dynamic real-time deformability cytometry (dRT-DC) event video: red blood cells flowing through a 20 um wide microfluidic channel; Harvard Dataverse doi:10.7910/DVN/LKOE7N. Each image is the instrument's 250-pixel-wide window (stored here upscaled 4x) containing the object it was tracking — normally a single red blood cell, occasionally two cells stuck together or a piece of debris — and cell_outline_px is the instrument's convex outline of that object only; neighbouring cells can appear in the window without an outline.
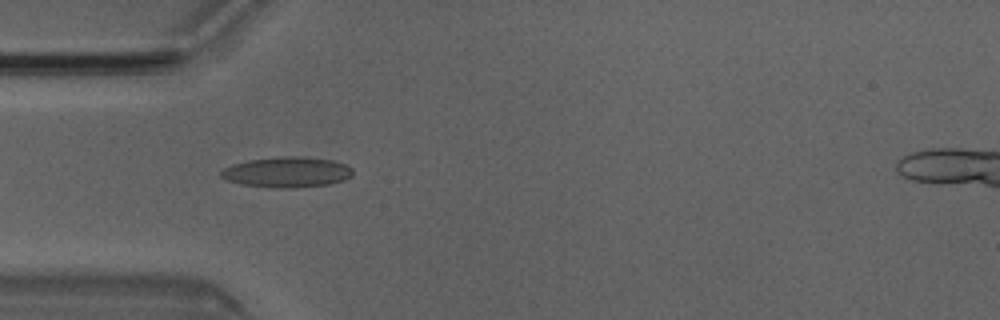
{"species": "Egyptian fruit bat (a non-hibernating species)", "species_latin": "Rousettus aegyptiacus", "temperature_condition": "room temperature", "stored_images_in_passage": 6, "camera_frame_rate_fps": 3000, "um_per_image_px": 0.085, "animal": {"sex": "male"}, "frame": {"image": 1, "passage_image": 5, "time_ms": 1.333, "image_size_px": [1000, 320], "cell_outline_px": [[352, 176], [344, 180], [332, 184], [292, 188], [268, 188], [240, 184], [228, 180], [220, 176], [220, 172], [224, 168], [232, 164], [248, 160], [280, 156], [300, 156], [332, 160], [344, 164], [352, 168]], "centroid_in_image_um": [24.39, 14.64], "position_along_channel_um": 60.6, "area_um2": 23.64}}